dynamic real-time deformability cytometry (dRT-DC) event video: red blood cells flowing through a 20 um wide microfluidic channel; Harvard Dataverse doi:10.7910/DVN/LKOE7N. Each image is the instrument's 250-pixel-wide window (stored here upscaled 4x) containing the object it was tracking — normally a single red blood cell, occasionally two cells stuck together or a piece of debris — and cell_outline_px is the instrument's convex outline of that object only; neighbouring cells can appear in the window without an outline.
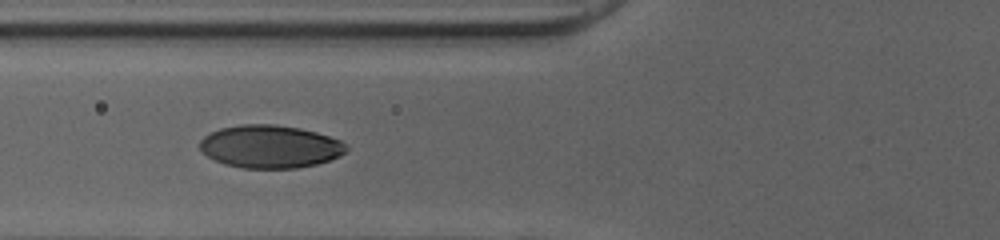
{"species": "human", "species_latin": "Homo sapiens", "temperature_condition": "cold", "stored_images_in_passage": 35, "camera_frame_rate_fps": 3000, "um_per_image_px": 0.085, "donor": {"sex": "female"}, "frame": {"image": 1, "passage_image": 5, "time_ms": 1.333, "image_size_px": [1000, 240], "cell_outline_px": [[348, 148], [340, 156], [316, 164], [296, 168], [240, 168], [224, 164], [208, 156], [200, 148], [200, 140], [204, 136], [220, 128], [240, 124], [272, 124], [300, 128], [316, 132], [340, 140], [348, 144]], "centroid_in_image_um": [22.96, 12.45], "position_along_channel_um": 102.8, "area_um2": 36.53}}
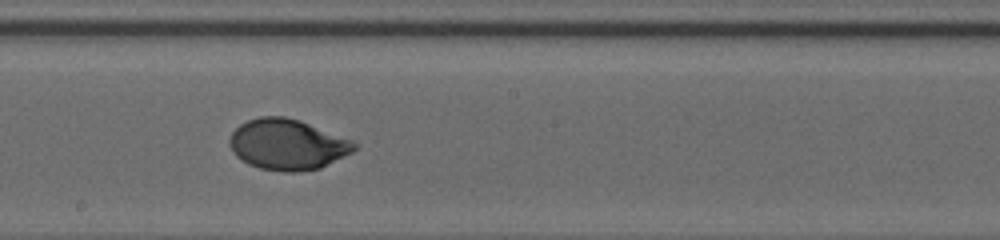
{"frame": {"image": 2, "passage_image": 14, "time_ms": 4.333, "image_size_px": [1000, 240], "cell_outline_px": [[356, 148], [352, 152], [320, 168], [300, 172], [284, 172], [260, 168], [248, 164], [240, 160], [232, 152], [228, 144], [232, 132], [240, 124], [248, 120], [260, 116], [284, 116], [300, 120], [352, 140], [356, 144]], "centroid_in_image_um": [24.4, 12.28], "position_along_channel_um": 223.8, "area_um2": 36.93}}
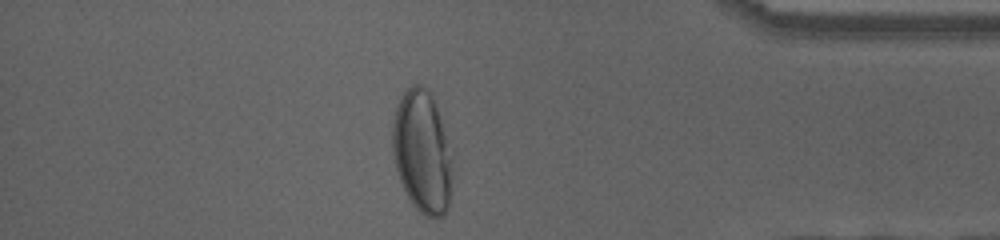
{"frame": {"image": 3, "passage_image": 29, "time_ms": 9.333, "image_size_px": [1000, 240], "cell_outline_px": [[452, 168], [448, 208], [444, 216], [428, 216], [420, 212], [412, 204], [400, 180], [396, 168], [392, 152], [392, 124], [396, 108], [404, 92], [412, 84], [420, 84], [428, 88], [432, 96], [452, 156]], "centroid_in_image_um": [35.87, 12.91], "position_along_channel_um": 399.3, "area_um2": 42.31}, "authors_computed_cell_mechanics": {"area_um2": 36.992, "velocity_mm_per_s": 4.0262, "shape_relaxation_time_tau1_ms": 3.6083, "shape_relaxation_time_tau2_ms": null, "deformation_change_tau1": 0.159, "deformation_change_tau2": null}}